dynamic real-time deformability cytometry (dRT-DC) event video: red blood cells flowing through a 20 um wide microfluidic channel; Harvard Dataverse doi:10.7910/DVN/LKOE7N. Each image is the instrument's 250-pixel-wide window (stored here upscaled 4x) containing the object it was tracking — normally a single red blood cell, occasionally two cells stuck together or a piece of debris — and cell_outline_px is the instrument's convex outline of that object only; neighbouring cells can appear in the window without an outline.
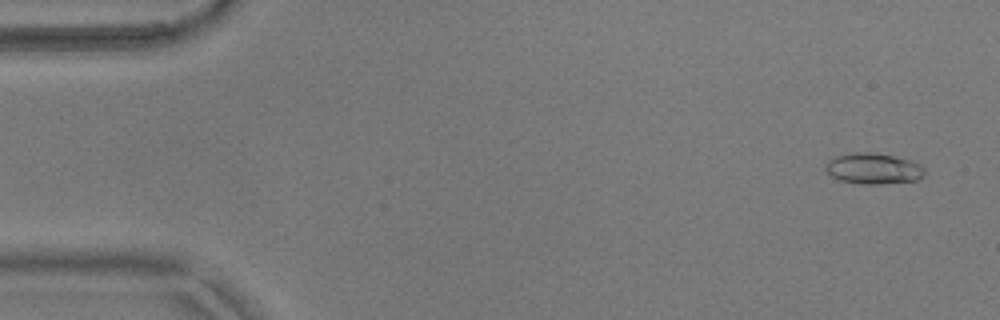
{"species": "common noctule bat (a hibernating species)", "species_latin": "Nyctalus noctula", "temperature_condition": "warm", "stored_images_in_passage": 54, "camera_frame_rate_fps": 3000, "um_per_image_px": 0.085, "animal": {"sex": "male", "body_mass_g": 17.9}, "frame": {"image": 1, "passage_image": 3, "time_ms": 0.667, "image_size_px": [1000, 320], "cell_outline_px": [[924, 176], [916, 180], [880, 184], [860, 184], [840, 180], [824, 172], [824, 164], [828, 160], [836, 156], [856, 152], [868, 152], [892, 156], [908, 160], [920, 164], [924, 168]], "centroid_in_image_um": [74.18, 14.34], "position_along_channel_um": 10.8, "area_um2": 17.8}}
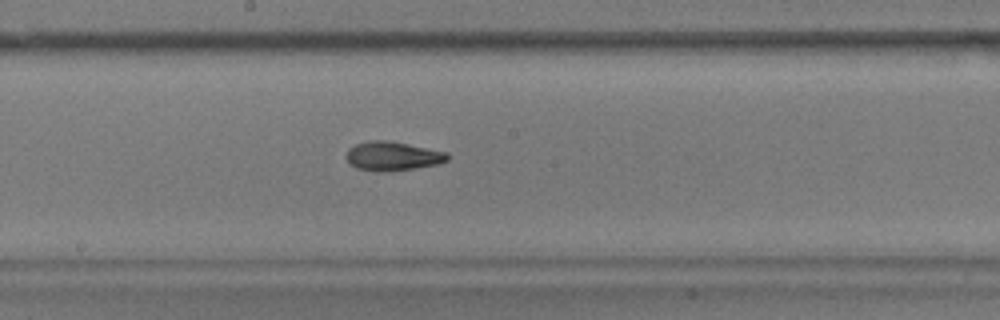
{"frame": {"image": 2, "passage_image": 29, "time_ms": 9.333, "image_size_px": [1000, 320], "cell_outline_px": [[448, 160], [436, 164], [416, 168], [384, 172], [376, 172], [356, 168], [348, 164], [348, 148], [356, 144], [368, 140], [388, 140], [448, 152]], "centroid_in_image_um": [33.35, 13.27], "position_along_channel_um": 214.8, "area_um2": 17.17}}
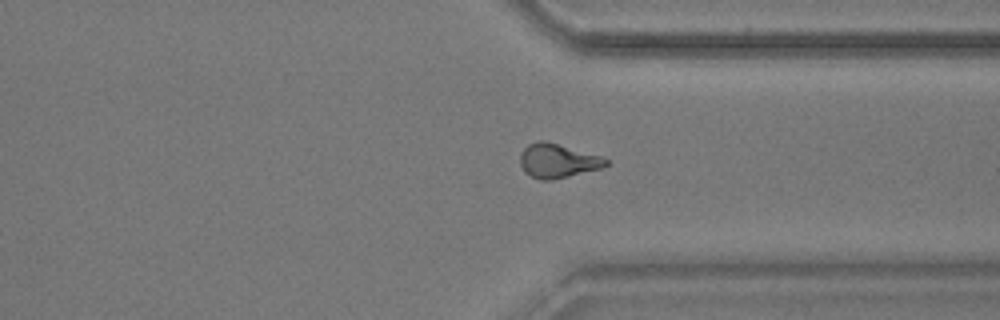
{"frame": {"image": 3, "passage_image": 41, "time_ms": 13.333, "image_size_px": [1000, 320], "cell_outline_px": [[608, 164], [600, 168], [552, 180], [540, 180], [524, 172], [520, 164], [520, 152], [528, 144], [540, 140], [544, 140], [600, 156], [608, 160]], "centroid_in_image_um": [47.35, 13.66], "position_along_channel_um": 364.1, "area_um2": 16.82}, "authors_computed_cell_mechanics": {"area_um2": 17.0799, "velocity_mm_per_s": 3.7321, "shape_relaxation_time_tau1_ms": 3.9177, "shape_relaxation_time_tau2_ms": 3.9615, "deformation_change_tau1": 0.1506, "deformation_change_tau2": 0.1052}}